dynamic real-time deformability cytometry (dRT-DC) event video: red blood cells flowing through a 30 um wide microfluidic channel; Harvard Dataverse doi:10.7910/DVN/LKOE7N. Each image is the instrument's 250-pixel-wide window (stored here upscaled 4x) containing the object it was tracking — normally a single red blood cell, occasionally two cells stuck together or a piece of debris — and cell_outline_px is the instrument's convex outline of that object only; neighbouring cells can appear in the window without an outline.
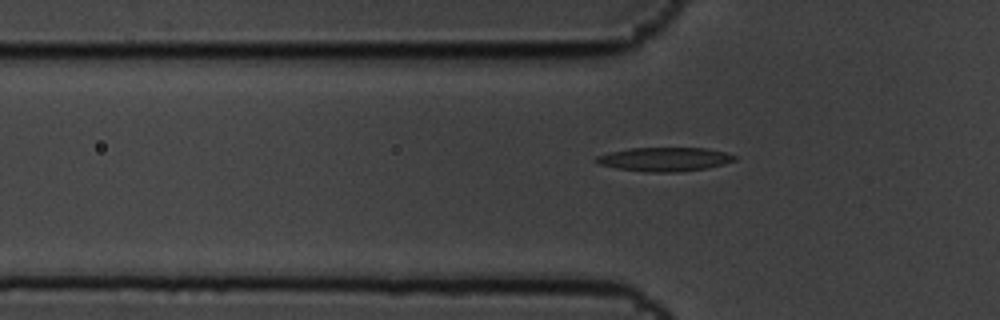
{"species": "common noctule bat (a hibernating species)", "species_latin": "Nyctalus noctula", "temperature_condition": "cold", "stored_images_in_passage": 6, "segment_of_instrument_passage": [2, 2], "camera_frame_rate_fps": 3000, "um_per_image_px": 0.085, "animal": {"sex": "male", "body_mass_g": 19.5, "forearm_length_mm": 54.6}, "frame": {"image": 1, "passage_image": 6, "time_ms": 1.667, "image_size_px": [1000, 320], "cell_outline_px": [[736, 160], [724, 164], [708, 168], [676, 172], [644, 172], [616, 168], [600, 164], [596, 160], [596, 156], [608, 152], [632, 148], [704, 148], [724, 152], [736, 156]], "centroid_in_image_um": [56.49, 13.54], "position_along_channel_um": 69.3, "area_um2": 19.19}}